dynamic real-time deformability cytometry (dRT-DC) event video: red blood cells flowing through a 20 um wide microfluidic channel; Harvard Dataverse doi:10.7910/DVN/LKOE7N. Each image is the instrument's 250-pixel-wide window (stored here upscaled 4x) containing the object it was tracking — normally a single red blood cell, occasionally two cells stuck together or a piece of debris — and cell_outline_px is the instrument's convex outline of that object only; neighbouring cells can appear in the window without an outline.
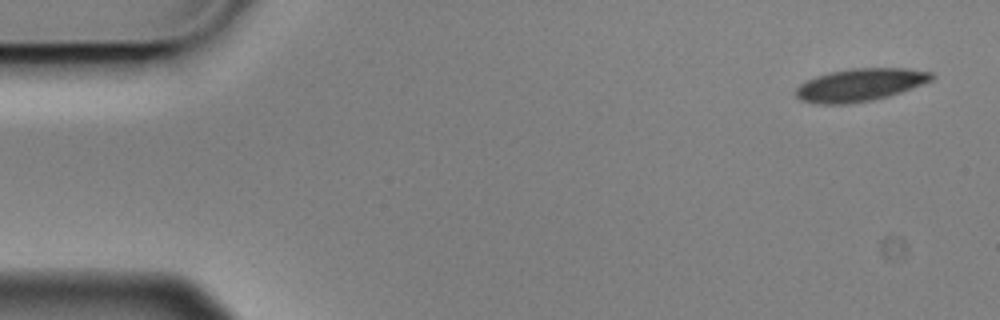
{"species": "Egyptian fruit bat (a non-hibernating species)", "species_latin": "Rousettus aegyptiacus", "temperature_condition": "cold", "stored_images_in_passage": 6, "camera_frame_rate_fps": 3000, "um_per_image_px": 0.085, "animal": {"sex": "male"}, "frame": {"image": 1, "passage_image": 1, "time_ms": 0.0, "image_size_px": [1000, 320], "cell_outline_px": [[936, 76], [932, 80], [900, 92], [888, 96], [872, 100], [844, 104], [816, 104], [800, 100], [796, 96], [796, 88], [800, 84], [816, 76], [832, 72], [852, 68], [908, 68], [932, 72]], "centroid_in_image_um": [73.11, 7.21], "position_along_channel_um": 11.9, "area_um2": 25.72}}
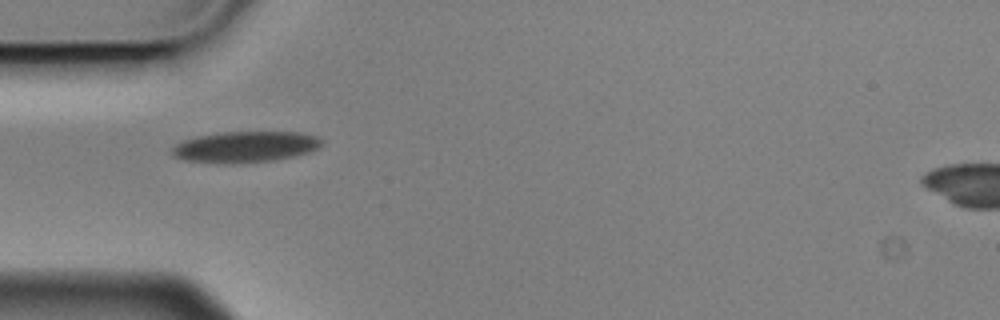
{"frame": {"image": 2, "passage_image": 5, "time_ms": 1.333, "image_size_px": [1000, 320], "cell_outline_px": [[324, 140], [316, 148], [308, 152], [296, 156], [276, 160], [236, 164], [224, 164], [184, 160], [172, 156], [172, 148], [176, 144], [184, 140], [200, 136], [220, 132], [300, 132], [316, 136]], "centroid_in_image_um": [20.84, 12.49], "position_along_channel_um": 64.2, "area_um2": 27.22}}
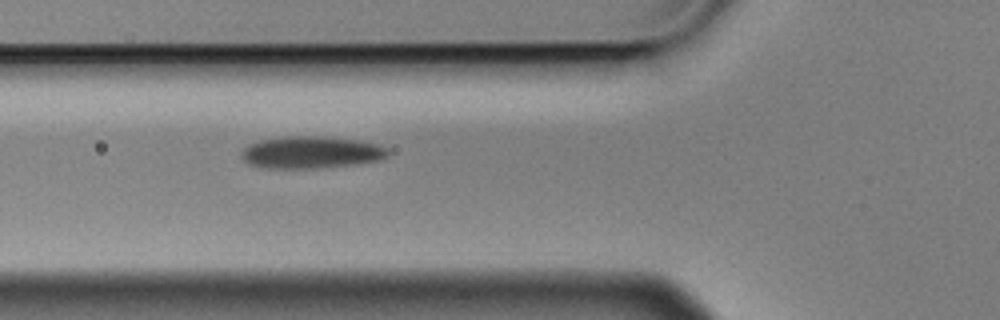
{"frame": {"image": 3, "passage_image": 6, "time_ms": 1.667, "image_size_px": [1000, 320], "cell_outline_px": [[388, 156], [380, 160], [316, 168], [260, 168], [248, 164], [240, 156], [240, 152], [244, 148], [260, 140], [284, 136], [320, 136], [356, 140], [376, 144], [388, 148]], "centroid_in_image_um": [26.39, 12.95], "position_along_channel_um": 99.4, "area_um2": 27.22}}